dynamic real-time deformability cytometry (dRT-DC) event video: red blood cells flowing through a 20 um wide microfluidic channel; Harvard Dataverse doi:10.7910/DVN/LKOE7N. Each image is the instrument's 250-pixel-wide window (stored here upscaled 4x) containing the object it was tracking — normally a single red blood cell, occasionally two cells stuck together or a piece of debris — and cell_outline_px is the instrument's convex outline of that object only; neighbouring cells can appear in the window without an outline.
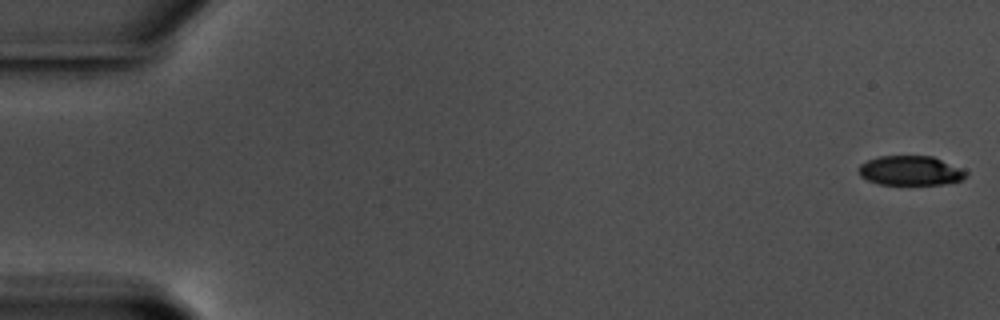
{"species": "common noctule bat (a hibernating species)", "species_latin": "Nyctalus noctula", "temperature_condition": "warm", "stored_images_in_passage": 58, "camera_frame_rate_fps": 3000, "um_per_image_px": 0.085, "animal": {"sex": "male", "body_mass_g": 17.5, "forearm_length_mm": 52.3}, "frame": {"image": 1, "passage_image": 1, "time_ms": 0.0, "image_size_px": [1000, 320], "cell_outline_px": [[968, 176], [960, 180], [944, 184], [880, 184], [868, 180], [860, 176], [860, 164], [868, 160], [880, 156], [932, 156], [964, 168], [968, 172]], "centroid_in_image_um": [77.45, 14.5], "position_along_channel_um": 7.6, "area_um2": 18.44}}
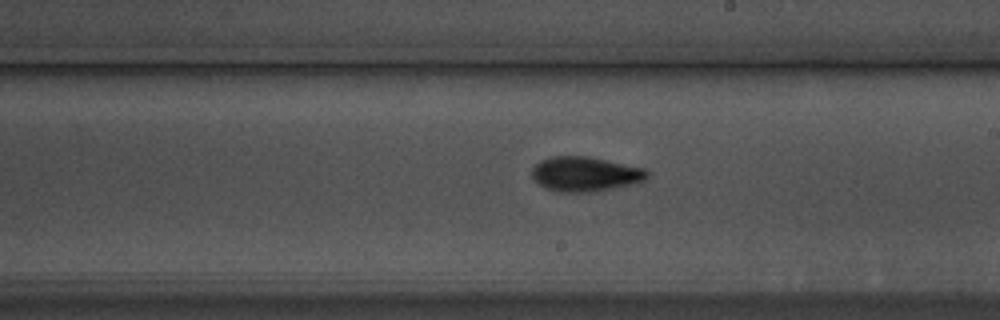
{"frame": {"image": 2, "passage_image": 34, "time_ms": 11.0, "image_size_px": [1000, 320], "cell_outline_px": [[648, 176], [644, 180], [612, 188], [592, 192], [560, 192], [544, 188], [532, 180], [532, 168], [540, 160], [552, 156], [588, 156], [644, 168], [648, 172]], "centroid_in_image_um": [49.67, 14.79], "position_along_channel_um": 239.3, "area_um2": 23.24}}
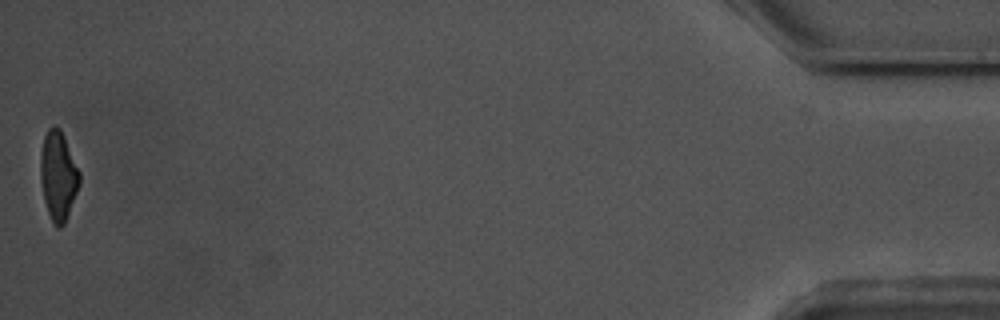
{"frame": {"image": 3, "passage_image": 58, "time_ms": 19.0, "image_size_px": [1000, 320], "cell_outline_px": [[80, 184], [64, 224], [60, 228], [56, 228], [48, 212], [44, 200], [40, 176], [40, 156], [44, 136], [48, 128], [52, 124], [60, 128], [64, 136], [80, 172]], "centroid_in_image_um": [4.94, 14.91], "position_along_channel_um": 430.3, "area_um2": 20.23}, "authors_computed_cell_mechanics": {"area_um2": 21.3282, "velocity_mm_per_s": 3.5537, "shape_relaxation_time_tau1_ms": 3.1701, "shape_relaxation_time_tau2_ms": 3.3903, "deformation_change_tau1": 0.1508, "deformation_change_tau2": 0.1018}}